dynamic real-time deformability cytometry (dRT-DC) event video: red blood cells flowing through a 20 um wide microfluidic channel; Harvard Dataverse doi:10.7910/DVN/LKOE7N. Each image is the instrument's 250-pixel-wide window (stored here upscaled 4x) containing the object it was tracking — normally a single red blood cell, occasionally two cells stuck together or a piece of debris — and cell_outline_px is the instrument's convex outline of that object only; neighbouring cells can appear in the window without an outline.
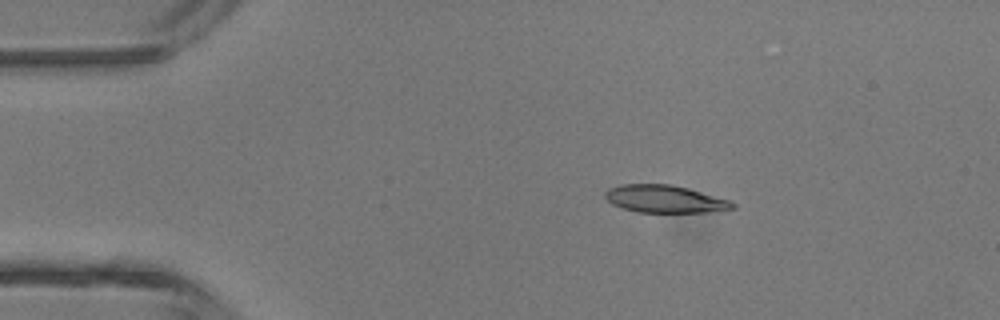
{"species": "common noctule bat (a hibernating species)", "species_latin": "Nyctalus noctula", "temperature_condition": "room temperature", "stored_images_in_passage": 3, "camera_frame_rate_fps": 3000, "um_per_image_px": 0.085, "animal": {"sex": "male", "body_mass_g": 13.3}, "frame": {"image": 1, "passage_image": 2, "time_ms": 1.0, "image_size_px": [1000, 320], "cell_outline_px": [[736, 208], [704, 212], [636, 212], [612, 204], [604, 196], [604, 192], [608, 188], [620, 184], [668, 184], [688, 188], [732, 200], [736, 204]], "centroid_in_image_um": [56.52, 16.9], "position_along_channel_um": 28.5, "area_um2": 20.52}}